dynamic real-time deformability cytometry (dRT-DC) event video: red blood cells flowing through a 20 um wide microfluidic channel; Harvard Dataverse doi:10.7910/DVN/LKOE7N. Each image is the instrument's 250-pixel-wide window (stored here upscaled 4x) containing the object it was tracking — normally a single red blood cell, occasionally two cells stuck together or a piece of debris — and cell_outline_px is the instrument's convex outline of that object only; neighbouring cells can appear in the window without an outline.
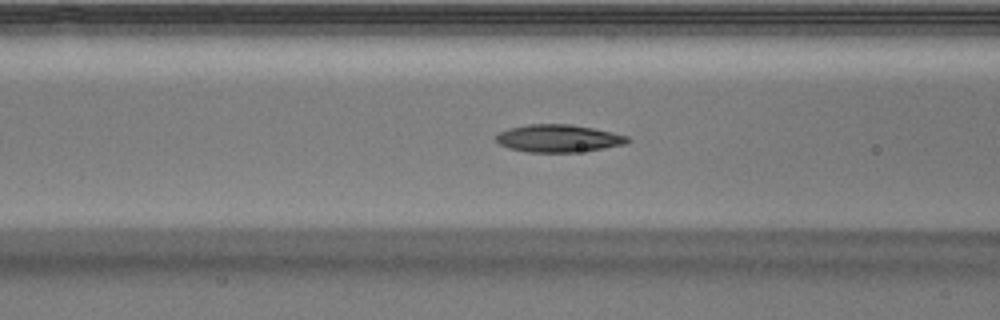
{"species": "Egyptian fruit bat (a non-hibernating species)", "species_latin": "Rousettus aegyptiacus", "temperature_condition": "warm", "stored_images_in_passage": 38, "camera_frame_rate_fps": 3000, "um_per_image_px": 0.085, "animal": {"sex": "male"}, "frame": {"image": 1, "passage_image": 8, "time_ms": 2.333, "image_size_px": [1000, 320], "cell_outline_px": [[632, 140], [624, 144], [576, 152], [528, 152], [508, 148], [500, 144], [496, 140], [496, 136], [500, 132], [508, 128], [528, 124], [572, 124], [592, 128], [628, 136]], "centroid_in_image_um": [47.43, 11.75], "position_along_channel_um": 119.2, "area_um2": 20.92}}
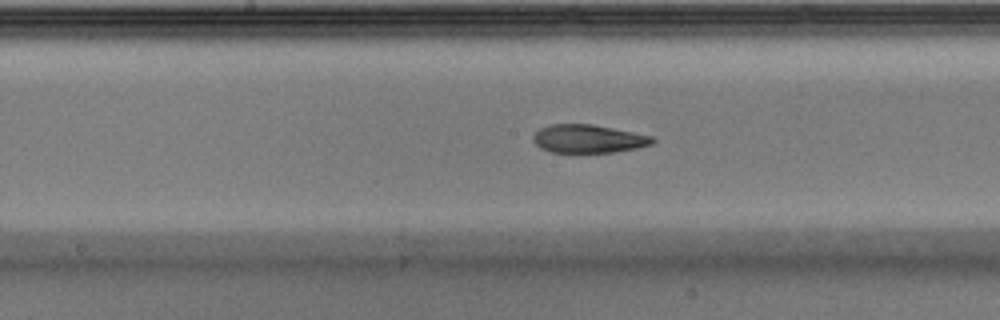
{"frame": {"image": 2, "passage_image": 14, "time_ms": 4.333, "image_size_px": [1000, 320], "cell_outline_px": [[656, 140], [652, 144], [636, 148], [612, 152], [552, 152], [540, 148], [532, 140], [532, 136], [540, 128], [552, 124], [592, 124], [652, 136]], "centroid_in_image_um": [49.98, 11.79], "position_along_channel_um": 198.2, "area_um2": 19.48}}
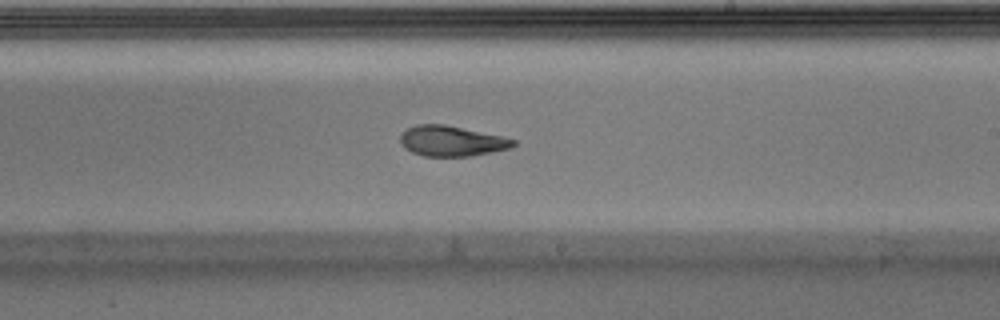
{"frame": {"image": 3, "passage_image": 18, "time_ms": 5.667, "image_size_px": [1000, 320], "cell_outline_px": [[516, 144], [508, 148], [492, 152], [472, 156], [424, 156], [412, 152], [404, 148], [400, 140], [400, 132], [416, 124], [444, 124], [500, 136], [516, 140]], "centroid_in_image_um": [38.34, 11.98], "position_along_channel_um": 250.7, "area_um2": 19.88}}